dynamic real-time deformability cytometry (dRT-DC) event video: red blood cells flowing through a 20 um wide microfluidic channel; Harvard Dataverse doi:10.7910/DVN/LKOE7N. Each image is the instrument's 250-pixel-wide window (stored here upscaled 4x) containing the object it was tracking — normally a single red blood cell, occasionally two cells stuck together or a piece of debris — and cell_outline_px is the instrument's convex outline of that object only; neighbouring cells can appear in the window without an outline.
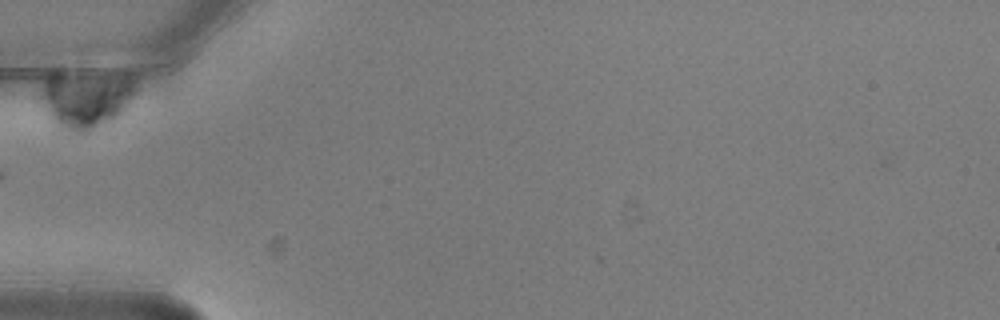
{"species": "common noctule bat (a hibernating species)", "species_latin": "Nyctalus noctula", "temperature_condition": "warm", "stored_images_in_passage": 7, "camera_frame_rate_fps": 3000, "um_per_image_px": 0.085, "animal": {"sex": "male", "body_mass_g": 20.5, "forearm_length_mm": 52.5}, "frame": {"image": 1, "passage_image": 6, "time_ms": 1.667, "image_size_px": [1000, 320], "cell_outline_px": [[136, 88], [124, 108], [112, 120], [88, 132], [72, 132], [56, 128], [52, 124], [40, 104], [40, 96], [44, 84], [52, 72], [128, 72], [136, 84]], "centroid_in_image_um": [7.25, 8.39], "position_along_channel_um": 77.7, "area_um2": 32.89}}